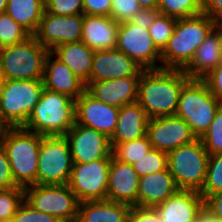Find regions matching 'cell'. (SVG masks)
Masks as SVG:
<instances>
[{
	"label": "cell",
	"instance_id": "obj_37",
	"mask_svg": "<svg viewBox=\"0 0 222 222\" xmlns=\"http://www.w3.org/2000/svg\"><path fill=\"white\" fill-rule=\"evenodd\" d=\"M45 11L60 16L84 14L83 0H45Z\"/></svg>",
	"mask_w": 222,
	"mask_h": 222
},
{
	"label": "cell",
	"instance_id": "obj_32",
	"mask_svg": "<svg viewBox=\"0 0 222 222\" xmlns=\"http://www.w3.org/2000/svg\"><path fill=\"white\" fill-rule=\"evenodd\" d=\"M222 191V153L209 155L205 182L199 193L205 199L208 195Z\"/></svg>",
	"mask_w": 222,
	"mask_h": 222
},
{
	"label": "cell",
	"instance_id": "obj_25",
	"mask_svg": "<svg viewBox=\"0 0 222 222\" xmlns=\"http://www.w3.org/2000/svg\"><path fill=\"white\" fill-rule=\"evenodd\" d=\"M149 117L137 103L119 108L115 131L109 138L110 144H118L146 136Z\"/></svg>",
	"mask_w": 222,
	"mask_h": 222
},
{
	"label": "cell",
	"instance_id": "obj_49",
	"mask_svg": "<svg viewBox=\"0 0 222 222\" xmlns=\"http://www.w3.org/2000/svg\"><path fill=\"white\" fill-rule=\"evenodd\" d=\"M8 0H0V14L6 12Z\"/></svg>",
	"mask_w": 222,
	"mask_h": 222
},
{
	"label": "cell",
	"instance_id": "obj_5",
	"mask_svg": "<svg viewBox=\"0 0 222 222\" xmlns=\"http://www.w3.org/2000/svg\"><path fill=\"white\" fill-rule=\"evenodd\" d=\"M221 106L203 79H189L180 91L175 115L189 125L196 138H201Z\"/></svg>",
	"mask_w": 222,
	"mask_h": 222
},
{
	"label": "cell",
	"instance_id": "obj_38",
	"mask_svg": "<svg viewBox=\"0 0 222 222\" xmlns=\"http://www.w3.org/2000/svg\"><path fill=\"white\" fill-rule=\"evenodd\" d=\"M12 220L14 222H61L56 216L34 209L25 200L18 207Z\"/></svg>",
	"mask_w": 222,
	"mask_h": 222
},
{
	"label": "cell",
	"instance_id": "obj_42",
	"mask_svg": "<svg viewBox=\"0 0 222 222\" xmlns=\"http://www.w3.org/2000/svg\"><path fill=\"white\" fill-rule=\"evenodd\" d=\"M128 222H161L160 215L153 207L133 206L129 211Z\"/></svg>",
	"mask_w": 222,
	"mask_h": 222
},
{
	"label": "cell",
	"instance_id": "obj_4",
	"mask_svg": "<svg viewBox=\"0 0 222 222\" xmlns=\"http://www.w3.org/2000/svg\"><path fill=\"white\" fill-rule=\"evenodd\" d=\"M74 124L75 100L44 88L23 128L43 136H55L66 135Z\"/></svg>",
	"mask_w": 222,
	"mask_h": 222
},
{
	"label": "cell",
	"instance_id": "obj_47",
	"mask_svg": "<svg viewBox=\"0 0 222 222\" xmlns=\"http://www.w3.org/2000/svg\"><path fill=\"white\" fill-rule=\"evenodd\" d=\"M195 222H222V219L213 216L206 208L203 209L198 213Z\"/></svg>",
	"mask_w": 222,
	"mask_h": 222
},
{
	"label": "cell",
	"instance_id": "obj_30",
	"mask_svg": "<svg viewBox=\"0 0 222 222\" xmlns=\"http://www.w3.org/2000/svg\"><path fill=\"white\" fill-rule=\"evenodd\" d=\"M157 9L160 14L176 19L202 13L201 0H159Z\"/></svg>",
	"mask_w": 222,
	"mask_h": 222
},
{
	"label": "cell",
	"instance_id": "obj_45",
	"mask_svg": "<svg viewBox=\"0 0 222 222\" xmlns=\"http://www.w3.org/2000/svg\"><path fill=\"white\" fill-rule=\"evenodd\" d=\"M202 13L222 24V0H201Z\"/></svg>",
	"mask_w": 222,
	"mask_h": 222
},
{
	"label": "cell",
	"instance_id": "obj_33",
	"mask_svg": "<svg viewBox=\"0 0 222 222\" xmlns=\"http://www.w3.org/2000/svg\"><path fill=\"white\" fill-rule=\"evenodd\" d=\"M30 34L6 12L0 14V48L23 42Z\"/></svg>",
	"mask_w": 222,
	"mask_h": 222
},
{
	"label": "cell",
	"instance_id": "obj_8",
	"mask_svg": "<svg viewBox=\"0 0 222 222\" xmlns=\"http://www.w3.org/2000/svg\"><path fill=\"white\" fill-rule=\"evenodd\" d=\"M209 154L200 138L167 153V165L179 189L200 191Z\"/></svg>",
	"mask_w": 222,
	"mask_h": 222
},
{
	"label": "cell",
	"instance_id": "obj_3",
	"mask_svg": "<svg viewBox=\"0 0 222 222\" xmlns=\"http://www.w3.org/2000/svg\"><path fill=\"white\" fill-rule=\"evenodd\" d=\"M43 135L23 127H6L0 135L15 184L21 188L36 185L40 145Z\"/></svg>",
	"mask_w": 222,
	"mask_h": 222
},
{
	"label": "cell",
	"instance_id": "obj_13",
	"mask_svg": "<svg viewBox=\"0 0 222 222\" xmlns=\"http://www.w3.org/2000/svg\"><path fill=\"white\" fill-rule=\"evenodd\" d=\"M82 25L83 14L60 16L44 11L34 36L51 51L62 44L81 41Z\"/></svg>",
	"mask_w": 222,
	"mask_h": 222
},
{
	"label": "cell",
	"instance_id": "obj_21",
	"mask_svg": "<svg viewBox=\"0 0 222 222\" xmlns=\"http://www.w3.org/2000/svg\"><path fill=\"white\" fill-rule=\"evenodd\" d=\"M222 61V24H217L183 69L190 79H203Z\"/></svg>",
	"mask_w": 222,
	"mask_h": 222
},
{
	"label": "cell",
	"instance_id": "obj_23",
	"mask_svg": "<svg viewBox=\"0 0 222 222\" xmlns=\"http://www.w3.org/2000/svg\"><path fill=\"white\" fill-rule=\"evenodd\" d=\"M119 26L109 16L83 14L81 41L94 51L116 49Z\"/></svg>",
	"mask_w": 222,
	"mask_h": 222
},
{
	"label": "cell",
	"instance_id": "obj_9",
	"mask_svg": "<svg viewBox=\"0 0 222 222\" xmlns=\"http://www.w3.org/2000/svg\"><path fill=\"white\" fill-rule=\"evenodd\" d=\"M73 160L65 135L43 136L38 159L36 185L69 183Z\"/></svg>",
	"mask_w": 222,
	"mask_h": 222
},
{
	"label": "cell",
	"instance_id": "obj_1",
	"mask_svg": "<svg viewBox=\"0 0 222 222\" xmlns=\"http://www.w3.org/2000/svg\"><path fill=\"white\" fill-rule=\"evenodd\" d=\"M190 78L180 69L143 70L137 103L149 118L175 115L180 91Z\"/></svg>",
	"mask_w": 222,
	"mask_h": 222
},
{
	"label": "cell",
	"instance_id": "obj_40",
	"mask_svg": "<svg viewBox=\"0 0 222 222\" xmlns=\"http://www.w3.org/2000/svg\"><path fill=\"white\" fill-rule=\"evenodd\" d=\"M13 187H17V185L13 180L11 166L5 147L0 140V189H10Z\"/></svg>",
	"mask_w": 222,
	"mask_h": 222
},
{
	"label": "cell",
	"instance_id": "obj_16",
	"mask_svg": "<svg viewBox=\"0 0 222 222\" xmlns=\"http://www.w3.org/2000/svg\"><path fill=\"white\" fill-rule=\"evenodd\" d=\"M119 108L105 104L86 90L75 100V123L93 128L110 138L115 131Z\"/></svg>",
	"mask_w": 222,
	"mask_h": 222
},
{
	"label": "cell",
	"instance_id": "obj_18",
	"mask_svg": "<svg viewBox=\"0 0 222 222\" xmlns=\"http://www.w3.org/2000/svg\"><path fill=\"white\" fill-rule=\"evenodd\" d=\"M141 76H129L104 81H89L86 91L95 99L115 107L137 102Z\"/></svg>",
	"mask_w": 222,
	"mask_h": 222
},
{
	"label": "cell",
	"instance_id": "obj_2",
	"mask_svg": "<svg viewBox=\"0 0 222 222\" xmlns=\"http://www.w3.org/2000/svg\"><path fill=\"white\" fill-rule=\"evenodd\" d=\"M216 25L217 23L204 13L177 19L174 32L161 52V68L183 70Z\"/></svg>",
	"mask_w": 222,
	"mask_h": 222
},
{
	"label": "cell",
	"instance_id": "obj_14",
	"mask_svg": "<svg viewBox=\"0 0 222 222\" xmlns=\"http://www.w3.org/2000/svg\"><path fill=\"white\" fill-rule=\"evenodd\" d=\"M146 135L153 149L166 153L197 139L189 125L176 115L149 118Z\"/></svg>",
	"mask_w": 222,
	"mask_h": 222
},
{
	"label": "cell",
	"instance_id": "obj_11",
	"mask_svg": "<svg viewBox=\"0 0 222 222\" xmlns=\"http://www.w3.org/2000/svg\"><path fill=\"white\" fill-rule=\"evenodd\" d=\"M111 159L73 163L69 187L78 202L106 200Z\"/></svg>",
	"mask_w": 222,
	"mask_h": 222
},
{
	"label": "cell",
	"instance_id": "obj_17",
	"mask_svg": "<svg viewBox=\"0 0 222 222\" xmlns=\"http://www.w3.org/2000/svg\"><path fill=\"white\" fill-rule=\"evenodd\" d=\"M144 69L118 49L94 52L89 81L141 76Z\"/></svg>",
	"mask_w": 222,
	"mask_h": 222
},
{
	"label": "cell",
	"instance_id": "obj_28",
	"mask_svg": "<svg viewBox=\"0 0 222 222\" xmlns=\"http://www.w3.org/2000/svg\"><path fill=\"white\" fill-rule=\"evenodd\" d=\"M45 11V0H8L6 13L30 35L39 27Z\"/></svg>",
	"mask_w": 222,
	"mask_h": 222
},
{
	"label": "cell",
	"instance_id": "obj_24",
	"mask_svg": "<svg viewBox=\"0 0 222 222\" xmlns=\"http://www.w3.org/2000/svg\"><path fill=\"white\" fill-rule=\"evenodd\" d=\"M179 190L168 167L139 177L137 206L155 207Z\"/></svg>",
	"mask_w": 222,
	"mask_h": 222
},
{
	"label": "cell",
	"instance_id": "obj_12",
	"mask_svg": "<svg viewBox=\"0 0 222 222\" xmlns=\"http://www.w3.org/2000/svg\"><path fill=\"white\" fill-rule=\"evenodd\" d=\"M116 49L144 70L161 68V52L153 43L148 29L129 22L120 23Z\"/></svg>",
	"mask_w": 222,
	"mask_h": 222
},
{
	"label": "cell",
	"instance_id": "obj_51",
	"mask_svg": "<svg viewBox=\"0 0 222 222\" xmlns=\"http://www.w3.org/2000/svg\"><path fill=\"white\" fill-rule=\"evenodd\" d=\"M5 128L6 127L2 124L1 119H0V135L2 134Z\"/></svg>",
	"mask_w": 222,
	"mask_h": 222
},
{
	"label": "cell",
	"instance_id": "obj_19",
	"mask_svg": "<svg viewBox=\"0 0 222 222\" xmlns=\"http://www.w3.org/2000/svg\"><path fill=\"white\" fill-rule=\"evenodd\" d=\"M139 176L132 165L111 156L106 199L137 206Z\"/></svg>",
	"mask_w": 222,
	"mask_h": 222
},
{
	"label": "cell",
	"instance_id": "obj_35",
	"mask_svg": "<svg viewBox=\"0 0 222 222\" xmlns=\"http://www.w3.org/2000/svg\"><path fill=\"white\" fill-rule=\"evenodd\" d=\"M24 201V188L0 189V221L11 220Z\"/></svg>",
	"mask_w": 222,
	"mask_h": 222
},
{
	"label": "cell",
	"instance_id": "obj_43",
	"mask_svg": "<svg viewBox=\"0 0 222 222\" xmlns=\"http://www.w3.org/2000/svg\"><path fill=\"white\" fill-rule=\"evenodd\" d=\"M111 0H83L84 14L109 16L111 12Z\"/></svg>",
	"mask_w": 222,
	"mask_h": 222
},
{
	"label": "cell",
	"instance_id": "obj_7",
	"mask_svg": "<svg viewBox=\"0 0 222 222\" xmlns=\"http://www.w3.org/2000/svg\"><path fill=\"white\" fill-rule=\"evenodd\" d=\"M43 79L6 80L0 93V119L5 127H23L39 102Z\"/></svg>",
	"mask_w": 222,
	"mask_h": 222
},
{
	"label": "cell",
	"instance_id": "obj_36",
	"mask_svg": "<svg viewBox=\"0 0 222 222\" xmlns=\"http://www.w3.org/2000/svg\"><path fill=\"white\" fill-rule=\"evenodd\" d=\"M201 141L209 155L222 153V106L218 109Z\"/></svg>",
	"mask_w": 222,
	"mask_h": 222
},
{
	"label": "cell",
	"instance_id": "obj_10",
	"mask_svg": "<svg viewBox=\"0 0 222 222\" xmlns=\"http://www.w3.org/2000/svg\"><path fill=\"white\" fill-rule=\"evenodd\" d=\"M24 200L34 209L61 221L77 219L79 202L68 184L28 186L24 188Z\"/></svg>",
	"mask_w": 222,
	"mask_h": 222
},
{
	"label": "cell",
	"instance_id": "obj_31",
	"mask_svg": "<svg viewBox=\"0 0 222 222\" xmlns=\"http://www.w3.org/2000/svg\"><path fill=\"white\" fill-rule=\"evenodd\" d=\"M177 19L171 16L158 14L149 27V33L157 49L162 52L171 38Z\"/></svg>",
	"mask_w": 222,
	"mask_h": 222
},
{
	"label": "cell",
	"instance_id": "obj_26",
	"mask_svg": "<svg viewBox=\"0 0 222 222\" xmlns=\"http://www.w3.org/2000/svg\"><path fill=\"white\" fill-rule=\"evenodd\" d=\"M50 52L66 64L85 85L89 82L95 51L85 43L78 41L62 44Z\"/></svg>",
	"mask_w": 222,
	"mask_h": 222
},
{
	"label": "cell",
	"instance_id": "obj_27",
	"mask_svg": "<svg viewBox=\"0 0 222 222\" xmlns=\"http://www.w3.org/2000/svg\"><path fill=\"white\" fill-rule=\"evenodd\" d=\"M131 206L110 200L84 201L78 204L79 222H128Z\"/></svg>",
	"mask_w": 222,
	"mask_h": 222
},
{
	"label": "cell",
	"instance_id": "obj_29",
	"mask_svg": "<svg viewBox=\"0 0 222 222\" xmlns=\"http://www.w3.org/2000/svg\"><path fill=\"white\" fill-rule=\"evenodd\" d=\"M110 145L112 148V156L115 159L130 165L141 159L152 149V145L147 135L131 141Z\"/></svg>",
	"mask_w": 222,
	"mask_h": 222
},
{
	"label": "cell",
	"instance_id": "obj_52",
	"mask_svg": "<svg viewBox=\"0 0 222 222\" xmlns=\"http://www.w3.org/2000/svg\"><path fill=\"white\" fill-rule=\"evenodd\" d=\"M61 222H79L77 219L71 221H61Z\"/></svg>",
	"mask_w": 222,
	"mask_h": 222
},
{
	"label": "cell",
	"instance_id": "obj_15",
	"mask_svg": "<svg viewBox=\"0 0 222 222\" xmlns=\"http://www.w3.org/2000/svg\"><path fill=\"white\" fill-rule=\"evenodd\" d=\"M65 137L70 146L73 163L111 159L109 138L93 128L75 123Z\"/></svg>",
	"mask_w": 222,
	"mask_h": 222
},
{
	"label": "cell",
	"instance_id": "obj_6",
	"mask_svg": "<svg viewBox=\"0 0 222 222\" xmlns=\"http://www.w3.org/2000/svg\"><path fill=\"white\" fill-rule=\"evenodd\" d=\"M49 53V49L30 35L23 42L0 48V70L6 80L43 79Z\"/></svg>",
	"mask_w": 222,
	"mask_h": 222
},
{
	"label": "cell",
	"instance_id": "obj_44",
	"mask_svg": "<svg viewBox=\"0 0 222 222\" xmlns=\"http://www.w3.org/2000/svg\"><path fill=\"white\" fill-rule=\"evenodd\" d=\"M159 14L158 9L141 8L129 21L133 25H138L149 29L155 17Z\"/></svg>",
	"mask_w": 222,
	"mask_h": 222
},
{
	"label": "cell",
	"instance_id": "obj_50",
	"mask_svg": "<svg viewBox=\"0 0 222 222\" xmlns=\"http://www.w3.org/2000/svg\"><path fill=\"white\" fill-rule=\"evenodd\" d=\"M5 81H6V78H5V76L3 75V73L0 70V93L3 90V88H4Z\"/></svg>",
	"mask_w": 222,
	"mask_h": 222
},
{
	"label": "cell",
	"instance_id": "obj_34",
	"mask_svg": "<svg viewBox=\"0 0 222 222\" xmlns=\"http://www.w3.org/2000/svg\"><path fill=\"white\" fill-rule=\"evenodd\" d=\"M132 166L139 177L162 171L168 167L167 153L152 148Z\"/></svg>",
	"mask_w": 222,
	"mask_h": 222
},
{
	"label": "cell",
	"instance_id": "obj_46",
	"mask_svg": "<svg viewBox=\"0 0 222 222\" xmlns=\"http://www.w3.org/2000/svg\"><path fill=\"white\" fill-rule=\"evenodd\" d=\"M204 208H206L213 216L222 219V191L208 195L204 199Z\"/></svg>",
	"mask_w": 222,
	"mask_h": 222
},
{
	"label": "cell",
	"instance_id": "obj_48",
	"mask_svg": "<svg viewBox=\"0 0 222 222\" xmlns=\"http://www.w3.org/2000/svg\"><path fill=\"white\" fill-rule=\"evenodd\" d=\"M141 8L157 9L159 0H137Z\"/></svg>",
	"mask_w": 222,
	"mask_h": 222
},
{
	"label": "cell",
	"instance_id": "obj_22",
	"mask_svg": "<svg viewBox=\"0 0 222 222\" xmlns=\"http://www.w3.org/2000/svg\"><path fill=\"white\" fill-rule=\"evenodd\" d=\"M44 88L67 95L76 100L85 90V83L73 71L51 52L45 60Z\"/></svg>",
	"mask_w": 222,
	"mask_h": 222
},
{
	"label": "cell",
	"instance_id": "obj_20",
	"mask_svg": "<svg viewBox=\"0 0 222 222\" xmlns=\"http://www.w3.org/2000/svg\"><path fill=\"white\" fill-rule=\"evenodd\" d=\"M204 207V198L195 190L179 189L154 208L161 222H194Z\"/></svg>",
	"mask_w": 222,
	"mask_h": 222
},
{
	"label": "cell",
	"instance_id": "obj_41",
	"mask_svg": "<svg viewBox=\"0 0 222 222\" xmlns=\"http://www.w3.org/2000/svg\"><path fill=\"white\" fill-rule=\"evenodd\" d=\"M203 80L211 94L222 104V61Z\"/></svg>",
	"mask_w": 222,
	"mask_h": 222
},
{
	"label": "cell",
	"instance_id": "obj_53",
	"mask_svg": "<svg viewBox=\"0 0 222 222\" xmlns=\"http://www.w3.org/2000/svg\"><path fill=\"white\" fill-rule=\"evenodd\" d=\"M0 222H14V221L11 219V220L0 221Z\"/></svg>",
	"mask_w": 222,
	"mask_h": 222
},
{
	"label": "cell",
	"instance_id": "obj_39",
	"mask_svg": "<svg viewBox=\"0 0 222 222\" xmlns=\"http://www.w3.org/2000/svg\"><path fill=\"white\" fill-rule=\"evenodd\" d=\"M110 17L120 23L129 22L141 9L137 0H111Z\"/></svg>",
	"mask_w": 222,
	"mask_h": 222
}]
</instances>
